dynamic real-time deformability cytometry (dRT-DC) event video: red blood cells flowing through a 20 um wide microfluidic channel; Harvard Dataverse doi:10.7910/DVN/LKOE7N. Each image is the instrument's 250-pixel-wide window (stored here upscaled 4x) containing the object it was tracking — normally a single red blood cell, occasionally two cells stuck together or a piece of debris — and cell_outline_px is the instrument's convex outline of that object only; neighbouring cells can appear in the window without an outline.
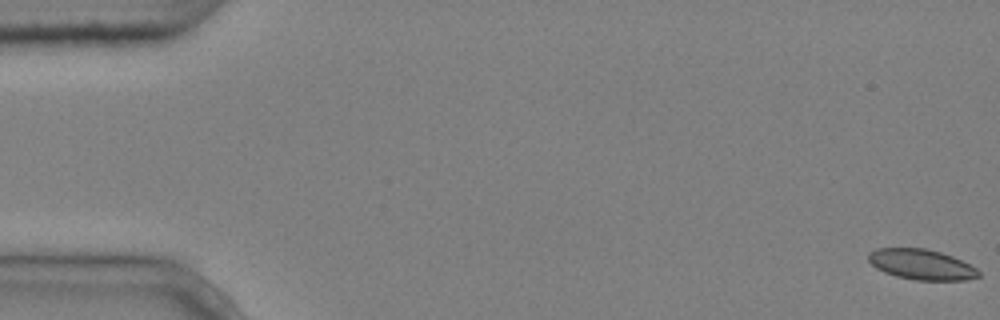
{"species": "common noctule bat (a hibernating species)", "species_latin": "Nyctalus noctula", "temperature_condition": "cold", "stored_images_in_passage": 4, "camera_frame_rate_fps": 3000, "um_per_image_px": 0.085, "animal": {"sex": "male", "body_mass_g": 20.4}, "frame": {"image": 1, "passage_image": 1, "time_ms": 0.0, "image_size_px": [1000, 320], "cell_outline_px": [[980, 276], [964, 280], [916, 280], [896, 276], [884, 272], [876, 268], [868, 260], [868, 252], [876, 248], [924, 248], [940, 252], [952, 256], [976, 268], [980, 272]], "centroid_in_image_um": [78.29, 22.47], "position_along_channel_um": 6.7, "area_um2": 19.42}}
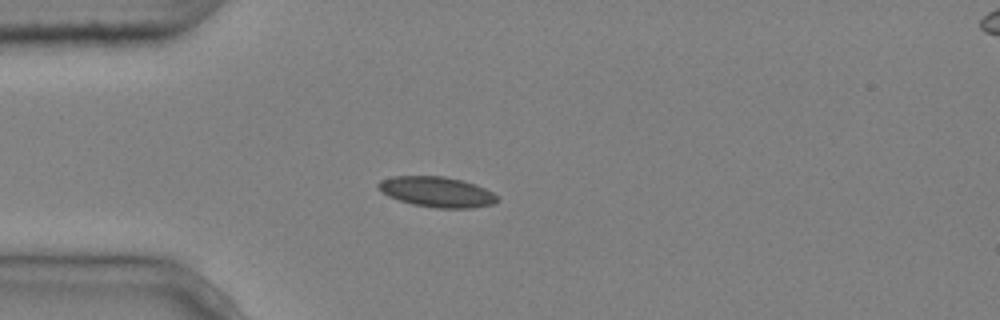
{"frame": {"image": 2, "passage_image": 4, "time_ms": 1.0, "image_size_px": [1000, 320], "cell_outline_px": [[500, 200], [496, 204], [472, 208], [436, 208], [412, 204], [388, 196], [376, 188], [376, 184], [380, 180], [392, 176], [444, 176], [476, 184], [500, 196]], "centroid_in_image_um": [37.16, 16.31], "position_along_channel_um": 47.8, "area_um2": 21.33}}